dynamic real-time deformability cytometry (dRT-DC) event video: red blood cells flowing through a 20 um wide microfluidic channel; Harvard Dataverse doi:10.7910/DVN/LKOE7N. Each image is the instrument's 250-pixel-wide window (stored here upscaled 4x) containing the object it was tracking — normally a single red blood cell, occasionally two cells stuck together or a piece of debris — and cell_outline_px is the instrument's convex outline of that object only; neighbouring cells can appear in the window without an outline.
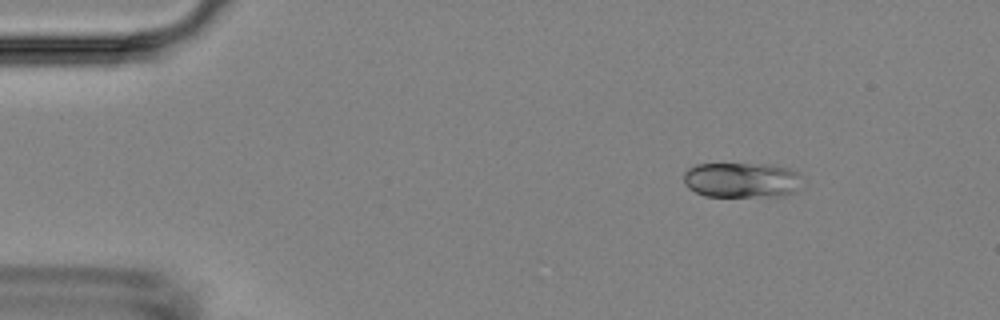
{"species": "Egyptian fruit bat (a non-hibernating species)", "species_latin": "Rousettus aegyptiacus", "temperature_condition": "room temperature", "stored_images_in_passage": 48, "camera_frame_rate_fps": 3000, "um_per_image_px": 0.085, "animal": {"sex": "female"}, "frame": {"image": 1, "passage_image": 1, "time_ms": 0.0, "image_size_px": [1000, 320], "cell_outline_px": [[800, 176], [796, 192], [784, 196], [704, 196], [688, 188], [684, 184], [684, 172], [688, 168], [696, 164], [772, 164], [788, 168], [796, 172]], "centroid_in_image_um": [63.01, 15.3], "position_along_channel_um": 22.0, "area_um2": 24.39}}
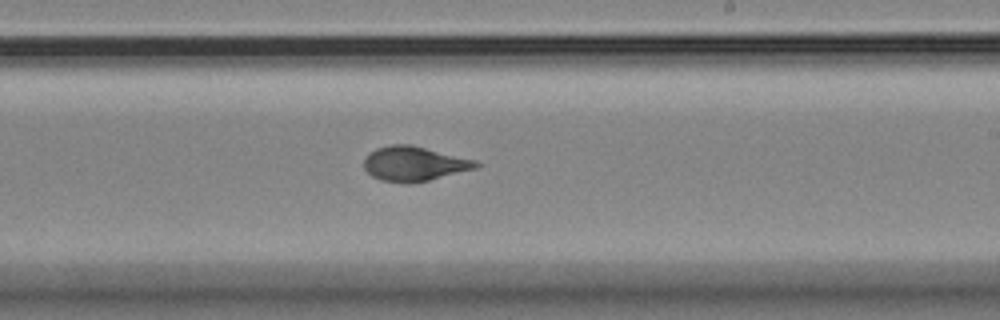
{"frame": {"image": 2, "passage_image": 26, "time_ms": 8.333, "image_size_px": [1000, 320], "cell_outline_px": [[484, 164], [480, 168], [412, 184], [408, 184], [380, 180], [372, 176], [364, 168], [364, 160], [376, 148], [392, 144], [412, 144], [476, 160]], "centroid_in_image_um": [35.28, 13.93], "position_along_channel_um": 253.7, "area_um2": 22.95}}
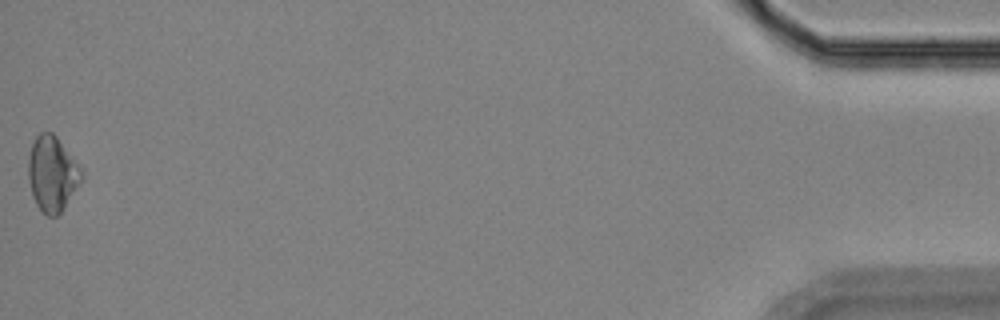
{"frame": {"image": 3, "passage_image": 48, "time_ms": 15.667, "image_size_px": [1000, 320], "cell_outline_px": [[84, 176], [64, 208], [56, 216], [48, 216], [36, 204], [32, 196], [28, 180], [28, 160], [32, 144], [36, 136], [40, 132], [52, 132], [56, 136], [84, 172]], "centroid_in_image_um": [4.43, 14.77], "position_along_channel_um": 430.8, "area_um2": 23.12}, "authors_computed_cell_mechanics": {"area_um2": 22.6287, "velocity_mm_per_s": 3.6672, "shape_relaxation_time_tau1_ms": 9.1658, "shape_relaxation_time_tau2_ms": 1.6819, "deformation_change_tau1": 0.1639, "deformation_change_tau2": 0.0467}}